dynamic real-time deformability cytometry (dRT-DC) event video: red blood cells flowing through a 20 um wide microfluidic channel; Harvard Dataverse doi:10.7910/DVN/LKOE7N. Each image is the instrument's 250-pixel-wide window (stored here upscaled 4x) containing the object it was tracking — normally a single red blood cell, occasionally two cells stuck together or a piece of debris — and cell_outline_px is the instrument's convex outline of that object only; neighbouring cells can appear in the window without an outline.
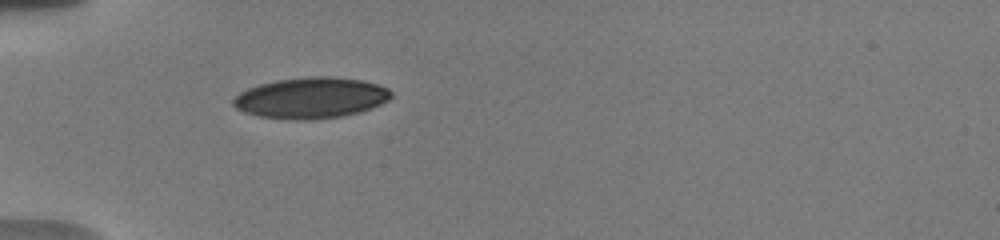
{"species": "human", "species_latin": "Homo sapiens", "temperature_condition": "warm", "stored_images_in_passage": 24, "camera_frame_rate_fps": 3000, "um_per_image_px": 0.085, "donor": {"sex": "male"}, "frame": {"image": 1, "passage_image": 1, "time_ms": 0.0, "image_size_px": [1000, 240], "cell_outline_px": [[392, 96], [388, 100], [372, 108], [360, 112], [340, 116], [312, 120], [288, 120], [260, 116], [244, 112], [236, 108], [232, 104], [232, 100], [240, 92], [248, 88], [260, 84], [276, 80], [308, 76], [332, 76], [364, 80], [388, 88], [392, 92]], "centroid_in_image_um": [26.44, 8.32], "position_along_channel_um": 58.6, "area_um2": 37.92}}
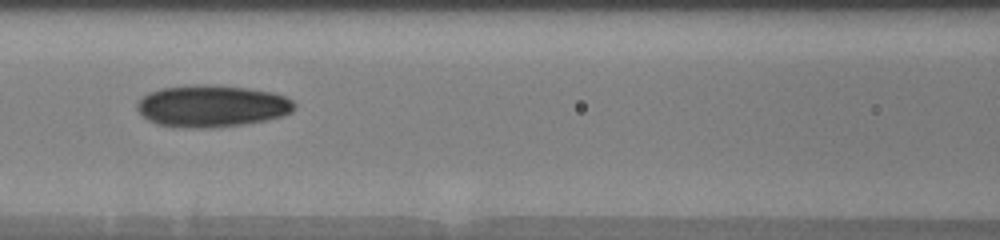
{"frame": {"image": 2, "passage_image": 19, "time_ms": 2.667, "image_size_px": [1000, 240], "cell_outline_px": [[296, 108], [292, 112], [284, 116], [244, 124], [208, 128], [192, 128], [156, 124], [148, 120], [136, 108], [136, 104], [148, 92], [160, 88], [192, 84], [208, 84], [248, 88], [272, 92], [284, 96], [292, 100], [296, 104]], "centroid_in_image_um": [18.02, 9.0], "position_along_channel_um": 148.6, "area_um2": 38.61}}
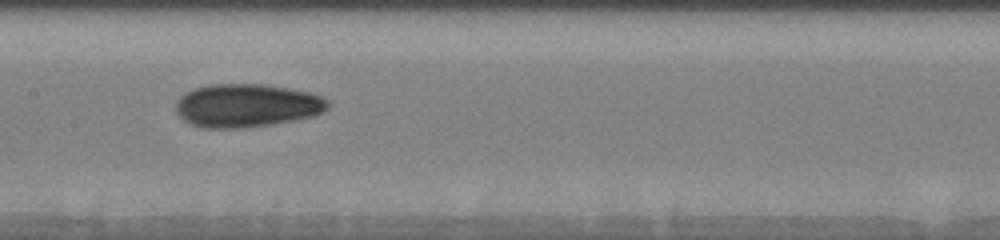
{"frame": {"image": 3, "passage_image": 23, "time_ms": 3.667, "image_size_px": [1000, 240], "cell_outline_px": [[332, 104], [324, 112], [312, 116], [272, 124], [244, 128], [200, 128], [188, 124], [176, 112], [176, 100], [184, 92], [208, 84], [264, 84], [288, 88], [308, 92], [320, 96], [328, 100]], "centroid_in_image_um": [20.95, 8.97], "position_along_channel_um": 186.4, "area_um2": 38.67}}